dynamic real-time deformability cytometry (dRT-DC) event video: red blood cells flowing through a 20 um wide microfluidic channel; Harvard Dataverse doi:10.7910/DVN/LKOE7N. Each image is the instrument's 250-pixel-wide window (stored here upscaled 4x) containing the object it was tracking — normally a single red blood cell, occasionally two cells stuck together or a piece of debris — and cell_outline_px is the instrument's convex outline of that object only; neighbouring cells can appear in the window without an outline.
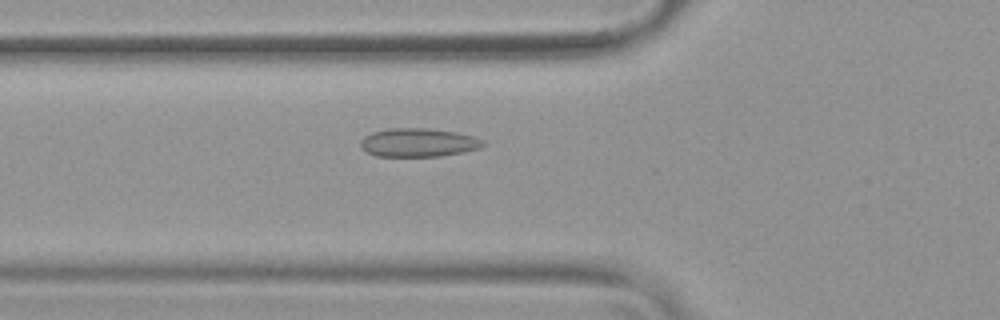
{"species": "common noctule bat (a hibernating species)", "species_latin": "Nyctalus noctula", "temperature_condition": "warm", "stored_images_in_passage": 54, "camera_frame_rate_fps": 3000, "um_per_image_px": 0.085, "animal": {"sex": "female", "body_mass_g": 19.9}, "frame": {"image": 1, "passage_image": 20, "time_ms": 6.333, "image_size_px": [1000, 320], "cell_outline_px": [[484, 144], [480, 148], [464, 152], [440, 156], [376, 156], [360, 148], [360, 140], [364, 136], [372, 132], [388, 128], [428, 128], [456, 132], [472, 136], [484, 140]], "centroid_in_image_um": [35.54, 12.11], "position_along_channel_um": 90.3, "area_um2": 20.46}}
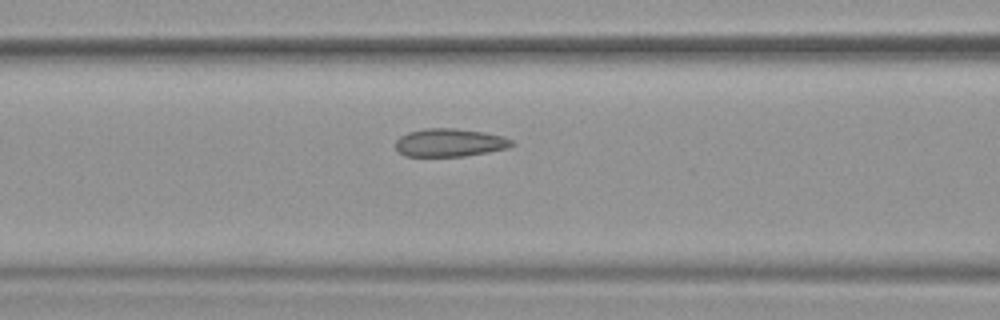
{"frame": {"image": 2, "passage_image": 23, "time_ms": 7.333, "image_size_px": [1000, 320], "cell_outline_px": [[516, 144], [508, 148], [488, 152], [464, 156], [404, 156], [396, 148], [396, 140], [400, 136], [408, 132], [424, 128], [456, 128], [484, 132], [504, 136], [512, 140]], "centroid_in_image_um": [38.25, 12.12], "position_along_channel_um": 128.4, "area_um2": 19.13}}
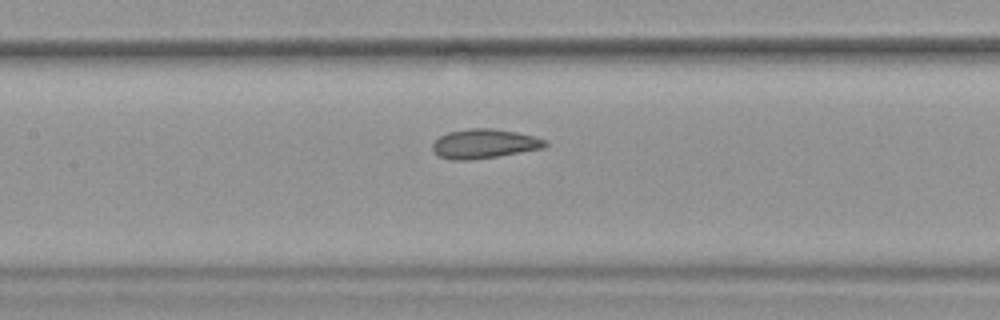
{"frame": {"image": 3, "passage_image": 26, "time_ms": 8.333, "image_size_px": [1000, 320], "cell_outline_px": [[548, 144], [544, 148], [496, 156], [468, 160], [452, 160], [440, 156], [432, 148], [432, 144], [440, 136], [448, 132], [468, 128], [492, 128], [516, 132], [548, 140]], "centroid_in_image_um": [41.17, 12.21], "position_along_channel_um": 166.2, "area_um2": 19.07}, "authors_computed_cell_mechanics": {"area_um2": 20.4323, "velocity_mm_per_s": 3.7888, "shape_relaxation_time_tau1_ms": 10.9181, "shape_relaxation_time_tau2_ms": 1.5727, "deformation_change_tau1": 0.1443, "deformation_change_tau2": 0.0574}}